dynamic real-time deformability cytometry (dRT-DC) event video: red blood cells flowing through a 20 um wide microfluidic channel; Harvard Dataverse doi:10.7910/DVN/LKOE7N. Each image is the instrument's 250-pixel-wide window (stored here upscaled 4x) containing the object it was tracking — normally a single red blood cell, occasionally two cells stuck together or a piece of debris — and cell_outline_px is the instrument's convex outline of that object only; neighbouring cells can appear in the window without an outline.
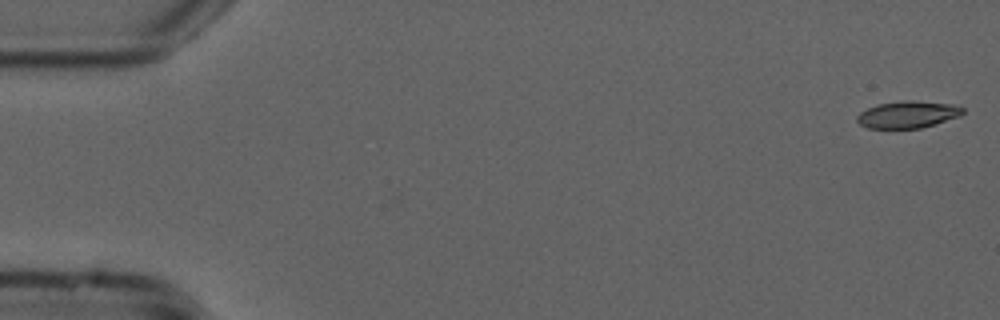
{"species": "common noctule bat (a hibernating species)", "species_latin": "Nyctalus noctula", "temperature_condition": "cold", "stored_images_in_passage": 45, "camera_frame_rate_fps": 3000, "um_per_image_px": 0.085, "animal": {"sex": "male", "forearm_length_mm": 52.5}, "frame": {"image": 1, "passage_image": 1, "time_ms": 0.0, "image_size_px": [1000, 320], "cell_outline_px": [[964, 112], [960, 116], [936, 124], [920, 128], [868, 128], [860, 124], [856, 120], [856, 116], [860, 112], [868, 108], [880, 104], [904, 100], [916, 100], [952, 104], [964, 108]], "centroid_in_image_um": [77.18, 9.73], "position_along_channel_um": 7.8, "area_um2": 16.65}}
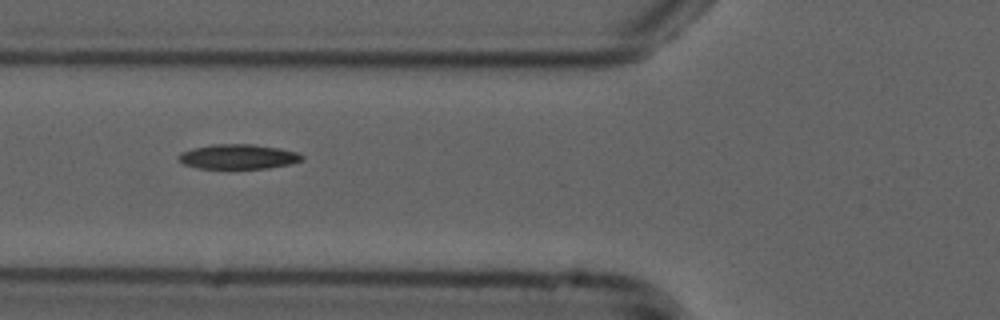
{"frame": {"image": 2, "passage_image": 20, "time_ms": 6.333, "image_size_px": [1000, 320], "cell_outline_px": [[304, 160], [292, 164], [268, 168], [196, 168], [184, 164], [176, 156], [180, 152], [192, 148], [212, 144], [252, 144], [280, 148], [296, 152], [304, 156]], "centroid_in_image_um": [20.25, 13.31], "position_along_channel_um": 105.5, "area_um2": 17.92}}
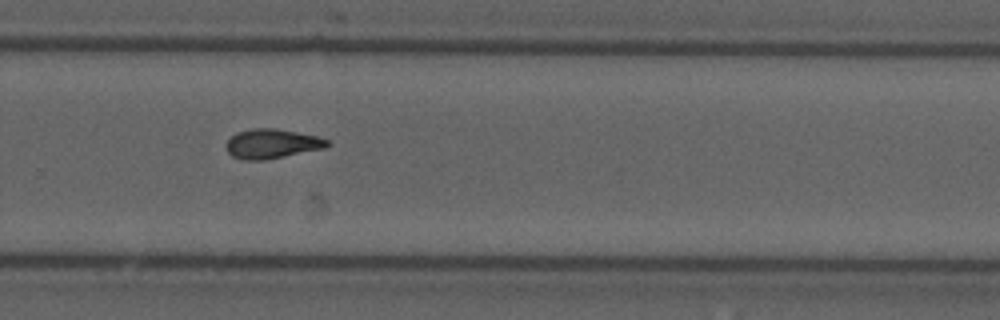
{"frame": {"image": 3, "passage_image": 36, "time_ms": 11.667, "image_size_px": [1000, 320], "cell_outline_px": [[332, 144], [324, 148], [264, 160], [244, 160], [232, 156], [228, 152], [224, 144], [236, 132], [252, 128], [276, 128], [316, 136], [328, 140]], "centroid_in_image_um": [23.08, 12.21], "position_along_channel_um": 306.7, "area_um2": 17.34}, "authors_computed_cell_mechanics": {"area_um2": 17.34, "velocity_mm_per_s": 3.7772, "shape_relaxation_time_tau1_ms": 8.7245, "shape_relaxation_time_tau2_ms": 5.9764, "deformation_change_tau1": 0.1998, "deformation_change_tau2": 0.124}}